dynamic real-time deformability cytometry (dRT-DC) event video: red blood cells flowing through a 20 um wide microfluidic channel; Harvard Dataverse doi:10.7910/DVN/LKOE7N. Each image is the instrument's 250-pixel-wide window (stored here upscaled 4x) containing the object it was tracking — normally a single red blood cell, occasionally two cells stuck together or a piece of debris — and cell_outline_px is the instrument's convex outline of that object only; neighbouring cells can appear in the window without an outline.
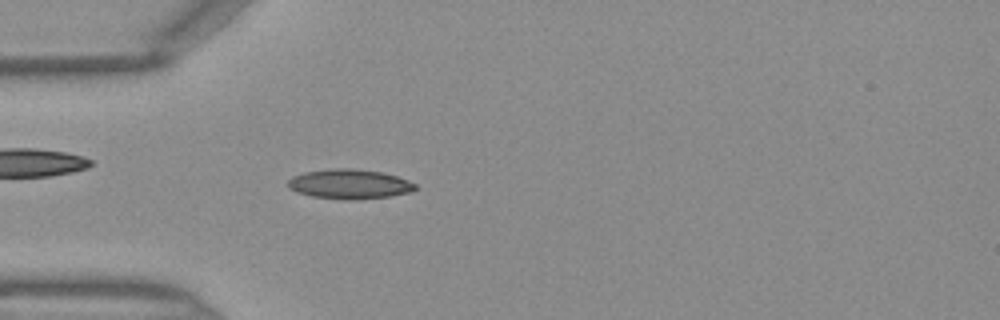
{"species": "Egyptian fruit bat (a non-hibernating species)", "species_latin": "Rousettus aegyptiacus", "temperature_condition": "warm", "stored_images_in_passage": 46, "camera_frame_rate_fps": 3000, "um_per_image_px": 0.085, "frame": {"image": 1, "passage_image": 13, "time_ms": 4.0, "image_size_px": [1000, 320], "cell_outline_px": [[416, 188], [412, 192], [388, 196], [352, 200], [312, 196], [296, 192], [288, 188], [288, 180], [292, 176], [304, 172], [332, 168], [352, 168], [384, 172], [408, 180], [416, 184]], "centroid_in_image_um": [29.7, 15.63], "position_along_channel_um": 55.3, "area_um2": 22.02}}
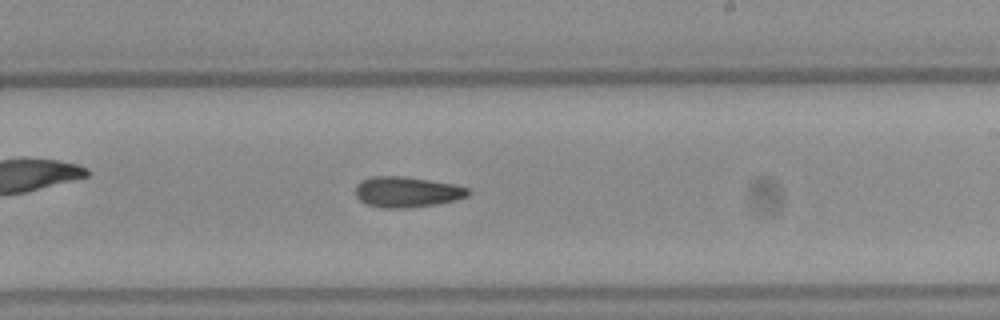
{"frame": {"image": 2, "passage_image": 27, "time_ms": 8.667, "image_size_px": [1000, 320], "cell_outline_px": [[472, 192], [468, 196], [456, 200], [436, 204], [408, 208], [384, 208], [368, 204], [360, 200], [356, 196], [356, 184], [360, 180], [372, 176], [404, 176], [452, 184], [468, 188]], "centroid_in_image_um": [34.58, 16.31], "position_along_channel_um": 254.4, "area_um2": 20.11}}
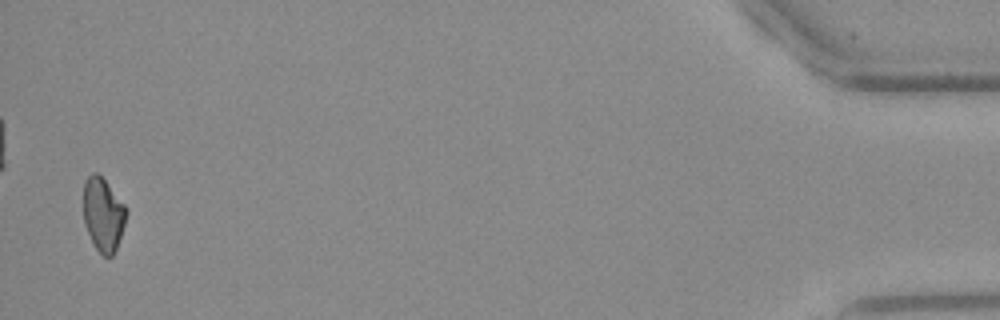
{"frame": {"image": 3, "passage_image": 45, "time_ms": 14.667, "image_size_px": [1000, 320], "cell_outline_px": [[128, 212], [116, 248], [112, 256], [104, 256], [96, 248], [84, 224], [84, 180], [92, 172], [96, 172], [104, 180], [124, 204]], "centroid_in_image_um": [8.76, 18.21], "position_along_channel_um": 426.4, "area_um2": 17.98}}